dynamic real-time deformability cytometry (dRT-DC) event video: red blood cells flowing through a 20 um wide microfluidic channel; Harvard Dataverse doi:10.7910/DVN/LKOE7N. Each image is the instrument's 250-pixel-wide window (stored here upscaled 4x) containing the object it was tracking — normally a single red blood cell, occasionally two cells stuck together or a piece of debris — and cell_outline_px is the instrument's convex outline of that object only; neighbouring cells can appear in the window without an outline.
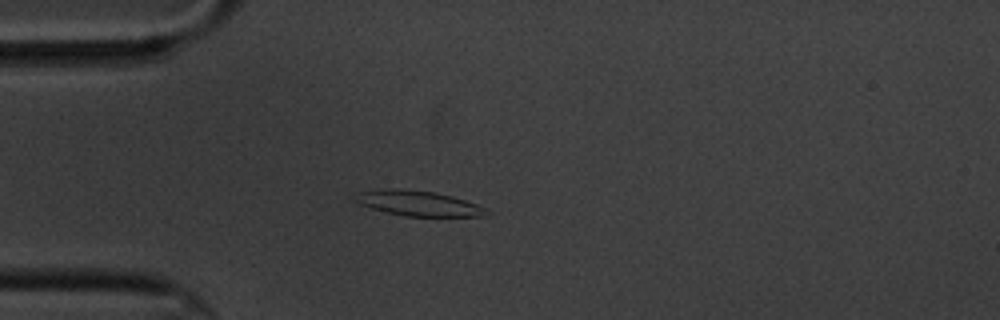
{"species": "common noctule bat (a hibernating species)", "species_latin": "Nyctalus noctula", "temperature_condition": "cold", "stored_images_in_passage": 6, "camera_frame_rate_fps": 3000, "um_per_image_px": 0.085, "animal": {"sex": "male", "body_mass_g": 20.1, "forearm_length_mm": 53.5}, "frame": {"image": 1, "passage_image": 2, "time_ms": 1.0, "image_size_px": [1000, 320], "cell_outline_px": [[484, 216], [404, 216], [372, 208], [360, 204], [356, 200], [360, 192], [384, 188], [436, 192], [452, 196], [476, 204], [484, 208]], "centroid_in_image_um": [35.54, 17.28], "position_along_channel_um": 49.5, "area_um2": 18.55}}
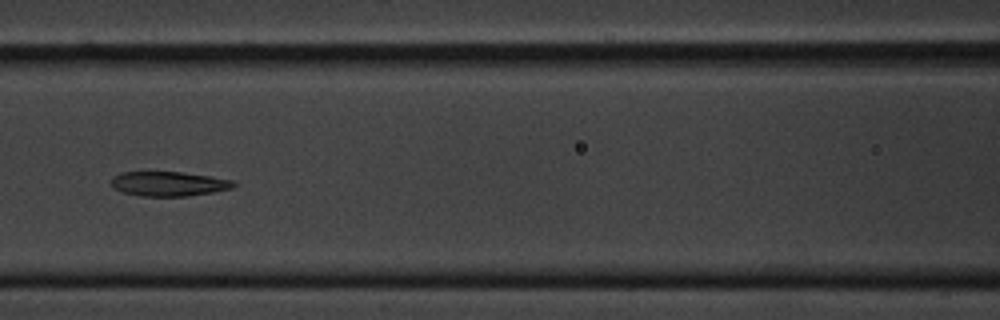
{"frame": {"image": 2, "passage_image": 5, "time_ms": 4.333, "image_size_px": [1000, 320], "cell_outline_px": [[236, 184], [232, 188], [212, 192], [188, 196], [140, 196], [124, 192], [112, 188], [112, 176], [120, 172], [180, 172], [212, 176], [232, 180]], "centroid_in_image_um": [14.32, 15.62], "position_along_channel_um": 152.3, "area_um2": 17.51}}
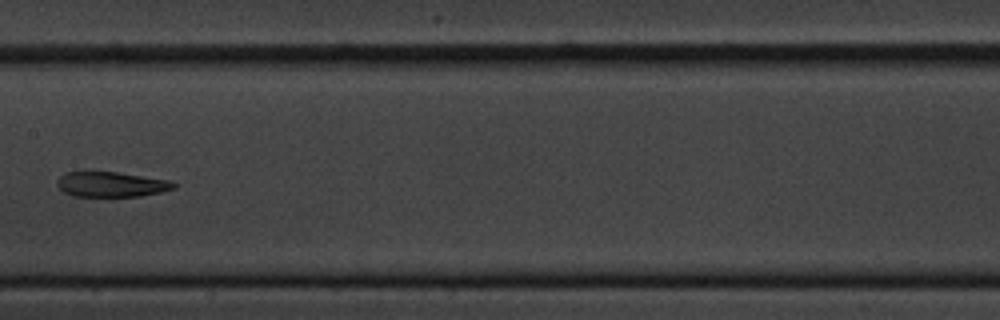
{"frame": {"image": 3, "passage_image": 6, "time_ms": 5.667, "image_size_px": [1000, 320], "cell_outline_px": [[176, 188], [160, 192], [140, 196], [72, 196], [64, 192], [56, 184], [60, 176], [68, 172], [84, 168], [92, 168], [168, 180], [176, 184]], "centroid_in_image_um": [9.38, 15.62], "position_along_channel_um": 198.0, "area_um2": 17.69}}